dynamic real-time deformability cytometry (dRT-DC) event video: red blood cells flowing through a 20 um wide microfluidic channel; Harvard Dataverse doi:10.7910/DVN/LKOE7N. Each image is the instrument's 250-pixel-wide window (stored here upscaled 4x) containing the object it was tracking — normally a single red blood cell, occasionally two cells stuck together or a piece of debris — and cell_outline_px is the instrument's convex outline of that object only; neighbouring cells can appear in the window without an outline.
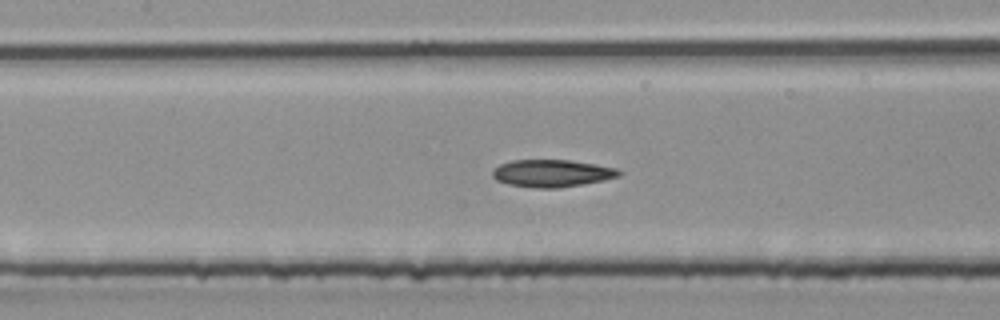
{"species": "common noctule bat (a hibernating species)", "species_latin": "Nyctalus noctula", "temperature_condition": "room temperature", "stored_images_in_passage": 43, "camera_frame_rate_fps": 3000, "um_per_image_px": 0.085, "animal": {"sex": "male", "body_mass_g": 20.4}, "frame": {"image": 1, "passage_image": 19, "time_ms": 6.0, "image_size_px": [1000, 320], "cell_outline_px": [[624, 172], [620, 176], [604, 180], [584, 184], [560, 188], [536, 188], [508, 184], [496, 180], [492, 176], [492, 168], [500, 164], [512, 160], [568, 160], [596, 164], [616, 168]], "centroid_in_image_um": [46.92, 14.73], "position_along_channel_um": 160.5, "area_um2": 20.35}}
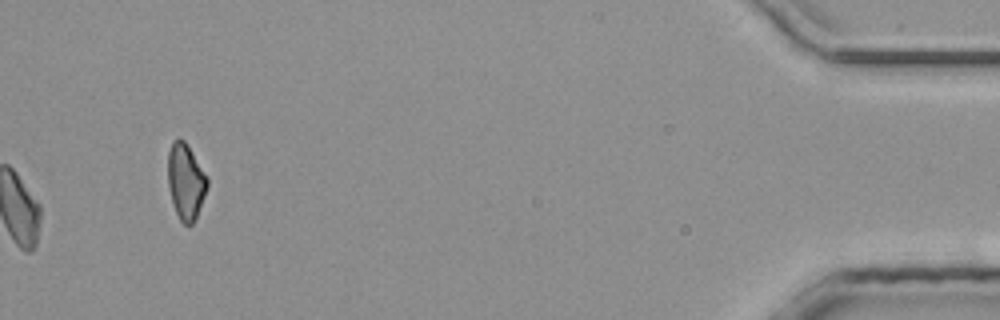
{"frame": {"image": 2, "passage_image": 43, "time_ms": 14.0, "image_size_px": [1000, 320], "cell_outline_px": [[208, 188], [196, 216], [192, 224], [184, 224], [180, 220], [172, 204], [168, 188], [168, 152], [172, 140], [184, 140], [188, 144], [208, 176]], "centroid_in_image_um": [15.79, 15.4], "position_along_channel_um": 419.4, "area_um2": 17.57}}